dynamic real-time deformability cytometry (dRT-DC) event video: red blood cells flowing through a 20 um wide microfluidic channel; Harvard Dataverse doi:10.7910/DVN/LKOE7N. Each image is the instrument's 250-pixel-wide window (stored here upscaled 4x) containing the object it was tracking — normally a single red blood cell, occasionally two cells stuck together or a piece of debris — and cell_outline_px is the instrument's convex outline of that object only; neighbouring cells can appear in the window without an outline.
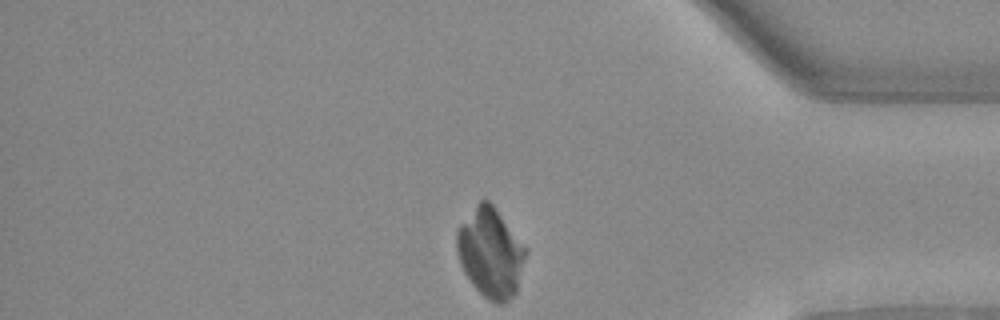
{"species": "Egyptian fruit bat (a non-hibernating species)", "species_latin": "Rousettus aegyptiacus", "temperature_condition": "warm", "stored_images_in_passage": 33, "camera_frame_rate_fps": 3000, "um_per_image_px": 0.085, "animal": {"sex": "female"}, "frame": {"image": 1, "passage_image": 33, "time_ms": 10.667, "image_size_px": [1000, 320], "cell_outline_px": [[528, 252], [516, 292], [504, 304], [496, 304], [488, 300], [472, 284], [464, 272], [460, 264], [456, 252], [456, 232], [460, 224], [476, 204], [480, 200], [488, 200], [492, 204], [528, 248]], "centroid_in_image_um": [41.7, 21.49], "position_along_channel_um": 393.5, "area_um2": 36.13}}